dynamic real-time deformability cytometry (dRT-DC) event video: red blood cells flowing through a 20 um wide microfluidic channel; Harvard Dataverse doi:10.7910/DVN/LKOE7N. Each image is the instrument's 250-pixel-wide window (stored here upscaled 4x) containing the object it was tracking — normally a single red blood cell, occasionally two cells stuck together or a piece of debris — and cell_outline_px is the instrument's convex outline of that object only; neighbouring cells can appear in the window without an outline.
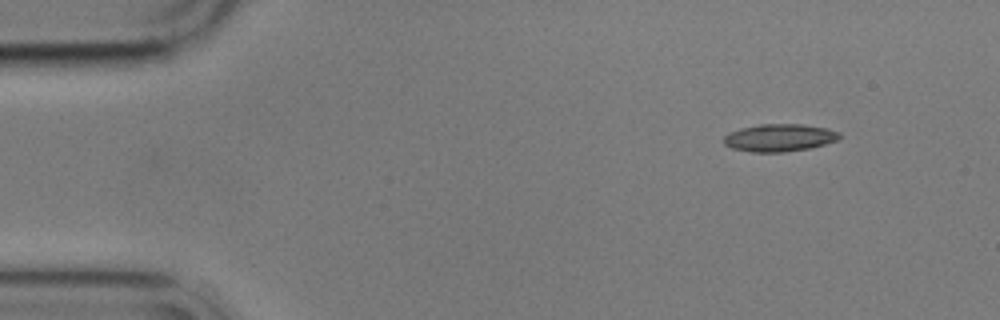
{"species": "common noctule bat (a hibernating species)", "species_latin": "Nyctalus noctula", "temperature_condition": "cold", "stored_images_in_passage": 42, "camera_frame_rate_fps": 3000, "um_per_image_px": 0.085, "animal": {"sex": "male", "body_mass_g": 17.9}, "frame": {"image": 1, "passage_image": 1, "time_ms": 0.0, "image_size_px": [1000, 320], "cell_outline_px": [[840, 136], [836, 140], [824, 144], [808, 148], [784, 152], [752, 152], [732, 148], [724, 144], [724, 136], [728, 132], [740, 128], [760, 124], [804, 124], [828, 128], [840, 132]], "centroid_in_image_um": [66.23, 11.69], "position_along_channel_um": 18.8, "area_um2": 18.55}}
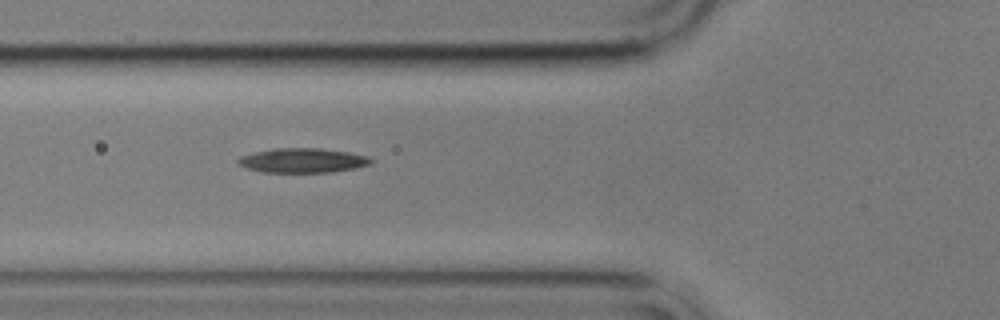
{"frame": {"image": 2, "passage_image": 15, "time_ms": 4.667, "image_size_px": [1000, 320], "cell_outline_px": [[372, 164], [356, 168], [332, 172], [264, 172], [248, 168], [240, 164], [236, 160], [240, 156], [256, 152], [276, 148], [320, 148], [348, 152], [368, 156], [372, 160]], "centroid_in_image_um": [25.77, 13.64], "position_along_channel_um": 100.0, "area_um2": 18.84}}
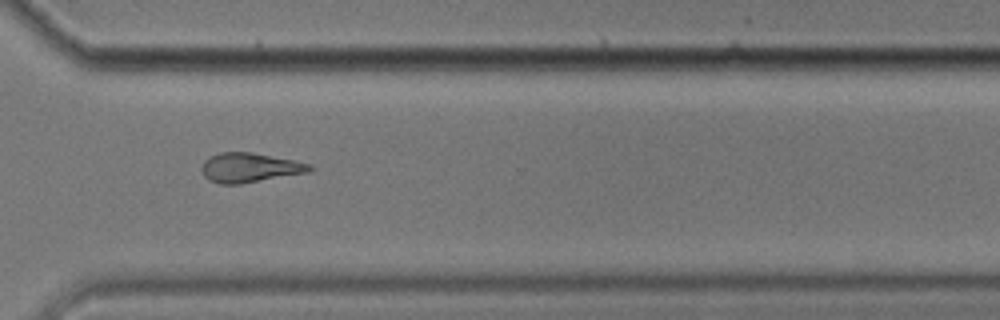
{"frame": {"image": 3, "passage_image": 36, "time_ms": 11.667, "image_size_px": [1000, 320], "cell_outline_px": [[316, 168], [308, 172], [240, 184], [220, 184], [208, 180], [204, 176], [200, 168], [204, 160], [220, 152], [252, 152], [312, 164]], "centroid_in_image_um": [21.21, 14.25], "position_along_channel_um": 349.4, "area_um2": 18.55}, "authors_computed_cell_mechanics": {"area_um2": 18.1492, "velocity_mm_per_s": 3.5549, "shape_relaxation_time_tau1_ms": 7.0859, "shape_relaxation_time_tau2_ms": null, "deformation_change_tau1": 0.1596, "deformation_change_tau2": null}}